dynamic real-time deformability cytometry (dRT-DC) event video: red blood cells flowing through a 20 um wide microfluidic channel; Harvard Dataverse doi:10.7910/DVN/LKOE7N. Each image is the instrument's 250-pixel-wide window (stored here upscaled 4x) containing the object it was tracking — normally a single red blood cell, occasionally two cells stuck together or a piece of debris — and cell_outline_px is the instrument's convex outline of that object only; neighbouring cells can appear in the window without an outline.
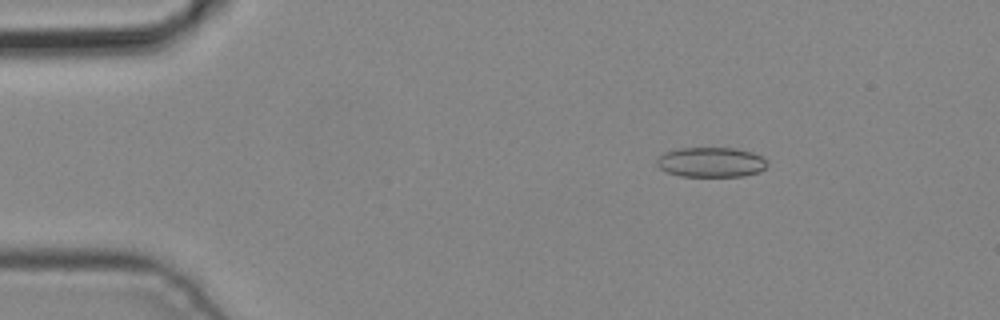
{"species": "common noctule bat (a hibernating species)", "species_latin": "Nyctalus noctula", "temperature_condition": "cold", "stored_images_in_passage": 4, "camera_frame_rate_fps": 3000, "um_per_image_px": 0.085, "animal": {"sex": "male", "body_mass_g": 19.2, "forearm_length_mm": 51.8}, "frame": {"image": 1, "passage_image": 4, "time_ms": 1.0, "image_size_px": [1000, 320], "cell_outline_px": [[768, 164], [760, 172], [744, 176], [680, 176], [668, 172], [660, 168], [656, 164], [656, 160], [664, 152], [680, 148], [736, 148], [752, 152], [760, 156]], "centroid_in_image_um": [60.43, 13.79], "position_along_channel_um": 24.6, "area_um2": 19.19}}